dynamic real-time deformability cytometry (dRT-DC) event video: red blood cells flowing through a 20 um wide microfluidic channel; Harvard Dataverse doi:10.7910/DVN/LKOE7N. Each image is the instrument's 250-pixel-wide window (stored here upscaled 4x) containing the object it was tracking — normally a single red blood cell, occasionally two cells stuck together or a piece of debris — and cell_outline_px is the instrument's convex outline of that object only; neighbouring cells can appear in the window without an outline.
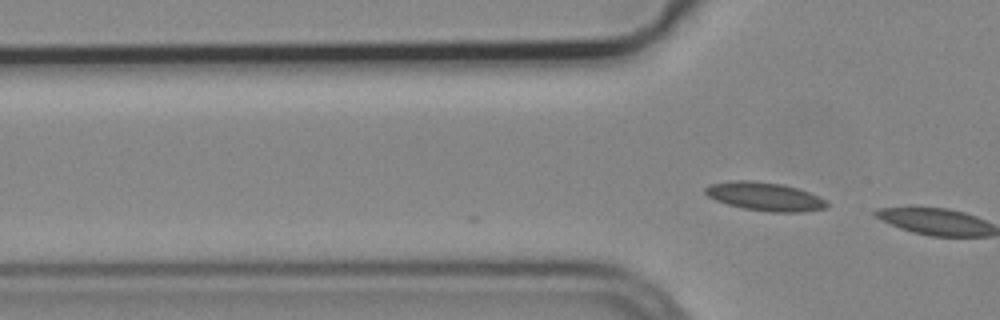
{"species": "common noctule bat (a hibernating species)", "species_latin": "Nyctalus noctula", "temperature_condition": "cold", "stored_images_in_passage": 5, "camera_frame_rate_fps": 3000, "um_per_image_px": 0.085, "animal": {"sex": "male", "body_mass_g": 19.2, "forearm_length_mm": 51.8}, "frame": {"image": 1, "passage_image": 4, "time_ms": 1.0, "image_size_px": [1000, 320], "cell_outline_px": [[828, 208], [804, 212], [768, 212], [744, 208], [728, 204], [716, 200], [708, 196], [704, 192], [704, 188], [712, 184], [736, 180], [752, 180], [780, 184], [796, 188], [820, 196], [828, 200]], "centroid_in_image_um": [65.06, 16.71], "position_along_channel_um": 60.7, "area_um2": 20.17}}